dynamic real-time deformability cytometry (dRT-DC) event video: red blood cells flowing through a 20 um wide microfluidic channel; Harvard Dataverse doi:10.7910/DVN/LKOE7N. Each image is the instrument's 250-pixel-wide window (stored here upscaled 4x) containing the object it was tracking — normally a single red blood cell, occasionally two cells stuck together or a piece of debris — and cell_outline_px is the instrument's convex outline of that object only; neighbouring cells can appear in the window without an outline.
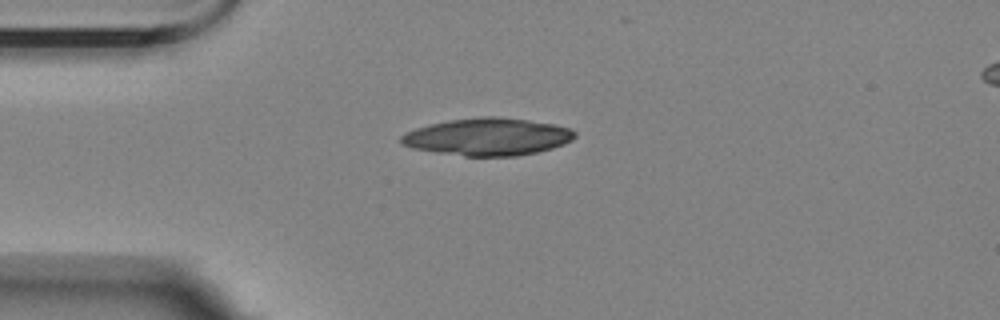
{"species": "Egyptian fruit bat (a non-hibernating species)", "species_latin": "Rousettus aegyptiacus", "temperature_condition": "room temperature", "stored_images_in_passage": 45, "camera_frame_rate_fps": 3000, "um_per_image_px": 0.085, "animal": {"sex": "female"}, "frame": {"image": 1, "passage_image": 1, "time_ms": 0.0, "image_size_px": [1000, 320], "cell_outline_px": [[576, 136], [572, 140], [564, 144], [552, 148], [536, 152], [516, 156], [464, 156], [436, 152], [412, 148], [400, 144], [400, 136], [404, 132], [428, 124], [448, 120], [480, 116], [496, 116], [528, 120], [556, 124], [568, 128], [576, 132]], "centroid_in_image_um": [41.43, 11.62], "position_along_channel_um": 43.6, "area_um2": 38.09}}
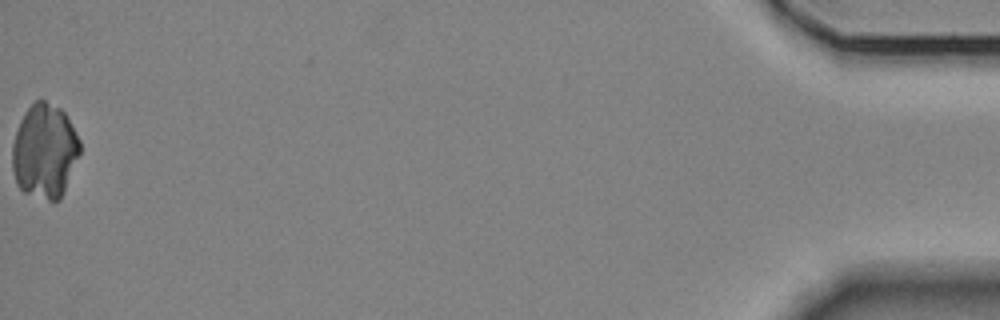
{"frame": {"image": 2, "passage_image": 44, "time_ms": 14.333, "image_size_px": [1000, 320], "cell_outline_px": [[80, 152], [64, 192], [60, 200], [48, 200], [24, 192], [16, 184], [12, 168], [12, 144], [20, 120], [24, 112], [40, 96], [60, 108], [64, 112], [80, 140]], "centroid_in_image_um": [3.78, 12.82], "position_along_channel_um": 431.4, "area_um2": 37.34}}